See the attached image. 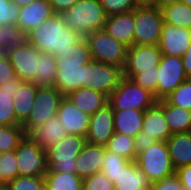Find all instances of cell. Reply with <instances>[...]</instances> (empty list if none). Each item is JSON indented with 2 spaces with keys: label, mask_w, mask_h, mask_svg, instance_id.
Returning <instances> with one entry per match:
<instances>
[{
  "label": "cell",
  "mask_w": 191,
  "mask_h": 190,
  "mask_svg": "<svg viewBox=\"0 0 191 190\" xmlns=\"http://www.w3.org/2000/svg\"><path fill=\"white\" fill-rule=\"evenodd\" d=\"M26 38L37 50L61 59L63 56L71 55L74 44L82 37L63 23L60 14L54 13L39 28L27 33Z\"/></svg>",
  "instance_id": "cell-1"
},
{
  "label": "cell",
  "mask_w": 191,
  "mask_h": 190,
  "mask_svg": "<svg viewBox=\"0 0 191 190\" xmlns=\"http://www.w3.org/2000/svg\"><path fill=\"white\" fill-rule=\"evenodd\" d=\"M92 60L89 44L82 37L74 44L71 55L56 59L55 88L66 97L72 91L84 87V64Z\"/></svg>",
  "instance_id": "cell-2"
},
{
  "label": "cell",
  "mask_w": 191,
  "mask_h": 190,
  "mask_svg": "<svg viewBox=\"0 0 191 190\" xmlns=\"http://www.w3.org/2000/svg\"><path fill=\"white\" fill-rule=\"evenodd\" d=\"M63 23L81 37L104 28L107 18L100 0H78L66 12L60 13Z\"/></svg>",
  "instance_id": "cell-3"
},
{
  "label": "cell",
  "mask_w": 191,
  "mask_h": 190,
  "mask_svg": "<svg viewBox=\"0 0 191 190\" xmlns=\"http://www.w3.org/2000/svg\"><path fill=\"white\" fill-rule=\"evenodd\" d=\"M86 143L84 136L67 134L46 150L47 171L76 174V159Z\"/></svg>",
  "instance_id": "cell-4"
},
{
  "label": "cell",
  "mask_w": 191,
  "mask_h": 190,
  "mask_svg": "<svg viewBox=\"0 0 191 190\" xmlns=\"http://www.w3.org/2000/svg\"><path fill=\"white\" fill-rule=\"evenodd\" d=\"M135 162L151 183L176 173L165 141H156L148 149L137 155Z\"/></svg>",
  "instance_id": "cell-5"
},
{
  "label": "cell",
  "mask_w": 191,
  "mask_h": 190,
  "mask_svg": "<svg viewBox=\"0 0 191 190\" xmlns=\"http://www.w3.org/2000/svg\"><path fill=\"white\" fill-rule=\"evenodd\" d=\"M156 102L152 92L124 76L119 81L118 87L108 96V103L113 110L137 109L145 111Z\"/></svg>",
  "instance_id": "cell-6"
},
{
  "label": "cell",
  "mask_w": 191,
  "mask_h": 190,
  "mask_svg": "<svg viewBox=\"0 0 191 190\" xmlns=\"http://www.w3.org/2000/svg\"><path fill=\"white\" fill-rule=\"evenodd\" d=\"M94 61L114 64L123 69L128 47L115 40L103 29L89 33L86 37Z\"/></svg>",
  "instance_id": "cell-7"
},
{
  "label": "cell",
  "mask_w": 191,
  "mask_h": 190,
  "mask_svg": "<svg viewBox=\"0 0 191 190\" xmlns=\"http://www.w3.org/2000/svg\"><path fill=\"white\" fill-rule=\"evenodd\" d=\"M133 18L135 22L134 45L159 44L164 24L161 9L136 7L133 10Z\"/></svg>",
  "instance_id": "cell-8"
},
{
  "label": "cell",
  "mask_w": 191,
  "mask_h": 190,
  "mask_svg": "<svg viewBox=\"0 0 191 190\" xmlns=\"http://www.w3.org/2000/svg\"><path fill=\"white\" fill-rule=\"evenodd\" d=\"M123 77V69L114 64L90 61L84 64V87L107 97L118 87Z\"/></svg>",
  "instance_id": "cell-9"
},
{
  "label": "cell",
  "mask_w": 191,
  "mask_h": 190,
  "mask_svg": "<svg viewBox=\"0 0 191 190\" xmlns=\"http://www.w3.org/2000/svg\"><path fill=\"white\" fill-rule=\"evenodd\" d=\"M63 95L55 87H42L37 89L34 106L29 117L21 124L26 135L36 127L44 124L46 120L57 115L59 104Z\"/></svg>",
  "instance_id": "cell-10"
},
{
  "label": "cell",
  "mask_w": 191,
  "mask_h": 190,
  "mask_svg": "<svg viewBox=\"0 0 191 190\" xmlns=\"http://www.w3.org/2000/svg\"><path fill=\"white\" fill-rule=\"evenodd\" d=\"M19 176H45L47 173L46 151L27 135L15 149Z\"/></svg>",
  "instance_id": "cell-11"
},
{
  "label": "cell",
  "mask_w": 191,
  "mask_h": 190,
  "mask_svg": "<svg viewBox=\"0 0 191 190\" xmlns=\"http://www.w3.org/2000/svg\"><path fill=\"white\" fill-rule=\"evenodd\" d=\"M156 100L167 98L181 83L188 79L182 57L164 55L158 65Z\"/></svg>",
  "instance_id": "cell-12"
},
{
  "label": "cell",
  "mask_w": 191,
  "mask_h": 190,
  "mask_svg": "<svg viewBox=\"0 0 191 190\" xmlns=\"http://www.w3.org/2000/svg\"><path fill=\"white\" fill-rule=\"evenodd\" d=\"M163 53L157 45H132L127 50L123 76L131 79L136 74L155 70L160 64Z\"/></svg>",
  "instance_id": "cell-13"
},
{
  "label": "cell",
  "mask_w": 191,
  "mask_h": 190,
  "mask_svg": "<svg viewBox=\"0 0 191 190\" xmlns=\"http://www.w3.org/2000/svg\"><path fill=\"white\" fill-rule=\"evenodd\" d=\"M5 53L14 68L15 76L21 81L33 82L37 73L40 51L30 43L25 42L23 45L12 48Z\"/></svg>",
  "instance_id": "cell-14"
},
{
  "label": "cell",
  "mask_w": 191,
  "mask_h": 190,
  "mask_svg": "<svg viewBox=\"0 0 191 190\" xmlns=\"http://www.w3.org/2000/svg\"><path fill=\"white\" fill-rule=\"evenodd\" d=\"M114 133L113 109L107 103L91 115L86 139L88 143L106 146Z\"/></svg>",
  "instance_id": "cell-15"
},
{
  "label": "cell",
  "mask_w": 191,
  "mask_h": 190,
  "mask_svg": "<svg viewBox=\"0 0 191 190\" xmlns=\"http://www.w3.org/2000/svg\"><path fill=\"white\" fill-rule=\"evenodd\" d=\"M191 42V29L164 23L160 36V50L164 55L182 57Z\"/></svg>",
  "instance_id": "cell-16"
},
{
  "label": "cell",
  "mask_w": 191,
  "mask_h": 190,
  "mask_svg": "<svg viewBox=\"0 0 191 190\" xmlns=\"http://www.w3.org/2000/svg\"><path fill=\"white\" fill-rule=\"evenodd\" d=\"M56 116L68 134L86 137L91 116L81 111L67 97L61 100Z\"/></svg>",
  "instance_id": "cell-17"
},
{
  "label": "cell",
  "mask_w": 191,
  "mask_h": 190,
  "mask_svg": "<svg viewBox=\"0 0 191 190\" xmlns=\"http://www.w3.org/2000/svg\"><path fill=\"white\" fill-rule=\"evenodd\" d=\"M54 11L48 0H35L31 4L20 7L17 26L25 33L39 28Z\"/></svg>",
  "instance_id": "cell-18"
},
{
  "label": "cell",
  "mask_w": 191,
  "mask_h": 190,
  "mask_svg": "<svg viewBox=\"0 0 191 190\" xmlns=\"http://www.w3.org/2000/svg\"><path fill=\"white\" fill-rule=\"evenodd\" d=\"M142 132L157 141H167L172 135L164 117V99L158 100L152 107L145 110Z\"/></svg>",
  "instance_id": "cell-19"
},
{
  "label": "cell",
  "mask_w": 191,
  "mask_h": 190,
  "mask_svg": "<svg viewBox=\"0 0 191 190\" xmlns=\"http://www.w3.org/2000/svg\"><path fill=\"white\" fill-rule=\"evenodd\" d=\"M103 30L128 48L134 45L133 11L107 16Z\"/></svg>",
  "instance_id": "cell-20"
},
{
  "label": "cell",
  "mask_w": 191,
  "mask_h": 190,
  "mask_svg": "<svg viewBox=\"0 0 191 190\" xmlns=\"http://www.w3.org/2000/svg\"><path fill=\"white\" fill-rule=\"evenodd\" d=\"M106 146L86 143L76 159V174L85 179L95 173L101 172L105 157Z\"/></svg>",
  "instance_id": "cell-21"
},
{
  "label": "cell",
  "mask_w": 191,
  "mask_h": 190,
  "mask_svg": "<svg viewBox=\"0 0 191 190\" xmlns=\"http://www.w3.org/2000/svg\"><path fill=\"white\" fill-rule=\"evenodd\" d=\"M67 131L57 116L45 121L44 124L32 129L27 136L44 151L67 136Z\"/></svg>",
  "instance_id": "cell-22"
},
{
  "label": "cell",
  "mask_w": 191,
  "mask_h": 190,
  "mask_svg": "<svg viewBox=\"0 0 191 190\" xmlns=\"http://www.w3.org/2000/svg\"><path fill=\"white\" fill-rule=\"evenodd\" d=\"M151 186L152 183L135 161L124 166L114 182V190H150Z\"/></svg>",
  "instance_id": "cell-23"
},
{
  "label": "cell",
  "mask_w": 191,
  "mask_h": 190,
  "mask_svg": "<svg viewBox=\"0 0 191 190\" xmlns=\"http://www.w3.org/2000/svg\"><path fill=\"white\" fill-rule=\"evenodd\" d=\"M66 97L90 116L108 103V97L105 94L85 87L72 91Z\"/></svg>",
  "instance_id": "cell-24"
},
{
  "label": "cell",
  "mask_w": 191,
  "mask_h": 190,
  "mask_svg": "<svg viewBox=\"0 0 191 190\" xmlns=\"http://www.w3.org/2000/svg\"><path fill=\"white\" fill-rule=\"evenodd\" d=\"M166 143L175 170L191 164V131L172 134Z\"/></svg>",
  "instance_id": "cell-25"
},
{
  "label": "cell",
  "mask_w": 191,
  "mask_h": 190,
  "mask_svg": "<svg viewBox=\"0 0 191 190\" xmlns=\"http://www.w3.org/2000/svg\"><path fill=\"white\" fill-rule=\"evenodd\" d=\"M22 81L19 78L0 85V125H21L16 119L14 111V93Z\"/></svg>",
  "instance_id": "cell-26"
},
{
  "label": "cell",
  "mask_w": 191,
  "mask_h": 190,
  "mask_svg": "<svg viewBox=\"0 0 191 190\" xmlns=\"http://www.w3.org/2000/svg\"><path fill=\"white\" fill-rule=\"evenodd\" d=\"M144 113L137 109L113 110L114 131L135 138L142 131Z\"/></svg>",
  "instance_id": "cell-27"
},
{
  "label": "cell",
  "mask_w": 191,
  "mask_h": 190,
  "mask_svg": "<svg viewBox=\"0 0 191 190\" xmlns=\"http://www.w3.org/2000/svg\"><path fill=\"white\" fill-rule=\"evenodd\" d=\"M38 87L33 82L22 81L14 93V111L16 119L22 124L30 115L34 106Z\"/></svg>",
  "instance_id": "cell-28"
},
{
  "label": "cell",
  "mask_w": 191,
  "mask_h": 190,
  "mask_svg": "<svg viewBox=\"0 0 191 190\" xmlns=\"http://www.w3.org/2000/svg\"><path fill=\"white\" fill-rule=\"evenodd\" d=\"M164 117L172 134L191 131V110L171 105L164 99Z\"/></svg>",
  "instance_id": "cell-29"
},
{
  "label": "cell",
  "mask_w": 191,
  "mask_h": 190,
  "mask_svg": "<svg viewBox=\"0 0 191 190\" xmlns=\"http://www.w3.org/2000/svg\"><path fill=\"white\" fill-rule=\"evenodd\" d=\"M56 72L55 56L48 52L40 51L37 73L33 81L34 85L38 88L55 87Z\"/></svg>",
  "instance_id": "cell-30"
},
{
  "label": "cell",
  "mask_w": 191,
  "mask_h": 190,
  "mask_svg": "<svg viewBox=\"0 0 191 190\" xmlns=\"http://www.w3.org/2000/svg\"><path fill=\"white\" fill-rule=\"evenodd\" d=\"M44 177L49 190H83V179L77 174L47 171Z\"/></svg>",
  "instance_id": "cell-31"
},
{
  "label": "cell",
  "mask_w": 191,
  "mask_h": 190,
  "mask_svg": "<svg viewBox=\"0 0 191 190\" xmlns=\"http://www.w3.org/2000/svg\"><path fill=\"white\" fill-rule=\"evenodd\" d=\"M164 23L191 29V7L182 2H175L161 8Z\"/></svg>",
  "instance_id": "cell-32"
},
{
  "label": "cell",
  "mask_w": 191,
  "mask_h": 190,
  "mask_svg": "<svg viewBox=\"0 0 191 190\" xmlns=\"http://www.w3.org/2000/svg\"><path fill=\"white\" fill-rule=\"evenodd\" d=\"M106 149L116 153L117 155L135 161V138L115 132L106 144Z\"/></svg>",
  "instance_id": "cell-33"
},
{
  "label": "cell",
  "mask_w": 191,
  "mask_h": 190,
  "mask_svg": "<svg viewBox=\"0 0 191 190\" xmlns=\"http://www.w3.org/2000/svg\"><path fill=\"white\" fill-rule=\"evenodd\" d=\"M25 42H27L26 34L17 25L0 24V52H6Z\"/></svg>",
  "instance_id": "cell-34"
},
{
  "label": "cell",
  "mask_w": 191,
  "mask_h": 190,
  "mask_svg": "<svg viewBox=\"0 0 191 190\" xmlns=\"http://www.w3.org/2000/svg\"><path fill=\"white\" fill-rule=\"evenodd\" d=\"M25 136L26 133L21 125H0V153L14 151Z\"/></svg>",
  "instance_id": "cell-35"
},
{
  "label": "cell",
  "mask_w": 191,
  "mask_h": 190,
  "mask_svg": "<svg viewBox=\"0 0 191 190\" xmlns=\"http://www.w3.org/2000/svg\"><path fill=\"white\" fill-rule=\"evenodd\" d=\"M130 161L106 149L101 172L114 184L122 168Z\"/></svg>",
  "instance_id": "cell-36"
},
{
  "label": "cell",
  "mask_w": 191,
  "mask_h": 190,
  "mask_svg": "<svg viewBox=\"0 0 191 190\" xmlns=\"http://www.w3.org/2000/svg\"><path fill=\"white\" fill-rule=\"evenodd\" d=\"M17 176H19V171L15 150L0 153V182L6 185Z\"/></svg>",
  "instance_id": "cell-37"
},
{
  "label": "cell",
  "mask_w": 191,
  "mask_h": 190,
  "mask_svg": "<svg viewBox=\"0 0 191 190\" xmlns=\"http://www.w3.org/2000/svg\"><path fill=\"white\" fill-rule=\"evenodd\" d=\"M165 100L171 105L191 110V78L181 83Z\"/></svg>",
  "instance_id": "cell-38"
},
{
  "label": "cell",
  "mask_w": 191,
  "mask_h": 190,
  "mask_svg": "<svg viewBox=\"0 0 191 190\" xmlns=\"http://www.w3.org/2000/svg\"><path fill=\"white\" fill-rule=\"evenodd\" d=\"M5 186L8 190H42L45 186V177L17 176Z\"/></svg>",
  "instance_id": "cell-39"
},
{
  "label": "cell",
  "mask_w": 191,
  "mask_h": 190,
  "mask_svg": "<svg viewBox=\"0 0 191 190\" xmlns=\"http://www.w3.org/2000/svg\"><path fill=\"white\" fill-rule=\"evenodd\" d=\"M107 16L133 11L136 8L134 0H100Z\"/></svg>",
  "instance_id": "cell-40"
},
{
  "label": "cell",
  "mask_w": 191,
  "mask_h": 190,
  "mask_svg": "<svg viewBox=\"0 0 191 190\" xmlns=\"http://www.w3.org/2000/svg\"><path fill=\"white\" fill-rule=\"evenodd\" d=\"M159 73L158 67L155 70H148L141 74L134 75L131 80L138 84L140 87L148 89L153 93L156 99V89H157V75Z\"/></svg>",
  "instance_id": "cell-41"
},
{
  "label": "cell",
  "mask_w": 191,
  "mask_h": 190,
  "mask_svg": "<svg viewBox=\"0 0 191 190\" xmlns=\"http://www.w3.org/2000/svg\"><path fill=\"white\" fill-rule=\"evenodd\" d=\"M19 7L10 0H0V24L17 25Z\"/></svg>",
  "instance_id": "cell-42"
},
{
  "label": "cell",
  "mask_w": 191,
  "mask_h": 190,
  "mask_svg": "<svg viewBox=\"0 0 191 190\" xmlns=\"http://www.w3.org/2000/svg\"><path fill=\"white\" fill-rule=\"evenodd\" d=\"M83 190H114V184L99 172L83 179Z\"/></svg>",
  "instance_id": "cell-43"
},
{
  "label": "cell",
  "mask_w": 191,
  "mask_h": 190,
  "mask_svg": "<svg viewBox=\"0 0 191 190\" xmlns=\"http://www.w3.org/2000/svg\"><path fill=\"white\" fill-rule=\"evenodd\" d=\"M151 190H186L176 173L152 183Z\"/></svg>",
  "instance_id": "cell-44"
},
{
  "label": "cell",
  "mask_w": 191,
  "mask_h": 190,
  "mask_svg": "<svg viewBox=\"0 0 191 190\" xmlns=\"http://www.w3.org/2000/svg\"><path fill=\"white\" fill-rule=\"evenodd\" d=\"M16 78L14 68L5 52H0V85Z\"/></svg>",
  "instance_id": "cell-45"
},
{
  "label": "cell",
  "mask_w": 191,
  "mask_h": 190,
  "mask_svg": "<svg viewBox=\"0 0 191 190\" xmlns=\"http://www.w3.org/2000/svg\"><path fill=\"white\" fill-rule=\"evenodd\" d=\"M156 141L154 138L148 137L146 133L139 132L135 137L136 156L148 149Z\"/></svg>",
  "instance_id": "cell-46"
},
{
  "label": "cell",
  "mask_w": 191,
  "mask_h": 190,
  "mask_svg": "<svg viewBox=\"0 0 191 190\" xmlns=\"http://www.w3.org/2000/svg\"><path fill=\"white\" fill-rule=\"evenodd\" d=\"M181 184L186 190H191V164L176 170Z\"/></svg>",
  "instance_id": "cell-47"
},
{
  "label": "cell",
  "mask_w": 191,
  "mask_h": 190,
  "mask_svg": "<svg viewBox=\"0 0 191 190\" xmlns=\"http://www.w3.org/2000/svg\"><path fill=\"white\" fill-rule=\"evenodd\" d=\"M78 0H48L54 13L60 14L66 12L71 8Z\"/></svg>",
  "instance_id": "cell-48"
},
{
  "label": "cell",
  "mask_w": 191,
  "mask_h": 190,
  "mask_svg": "<svg viewBox=\"0 0 191 190\" xmlns=\"http://www.w3.org/2000/svg\"><path fill=\"white\" fill-rule=\"evenodd\" d=\"M182 63L187 77L191 78V42L186 53L182 56Z\"/></svg>",
  "instance_id": "cell-49"
},
{
  "label": "cell",
  "mask_w": 191,
  "mask_h": 190,
  "mask_svg": "<svg viewBox=\"0 0 191 190\" xmlns=\"http://www.w3.org/2000/svg\"><path fill=\"white\" fill-rule=\"evenodd\" d=\"M136 7H156V0H134Z\"/></svg>",
  "instance_id": "cell-50"
},
{
  "label": "cell",
  "mask_w": 191,
  "mask_h": 190,
  "mask_svg": "<svg viewBox=\"0 0 191 190\" xmlns=\"http://www.w3.org/2000/svg\"><path fill=\"white\" fill-rule=\"evenodd\" d=\"M175 2H179V0H156V7L161 9L164 6L173 4Z\"/></svg>",
  "instance_id": "cell-51"
},
{
  "label": "cell",
  "mask_w": 191,
  "mask_h": 190,
  "mask_svg": "<svg viewBox=\"0 0 191 190\" xmlns=\"http://www.w3.org/2000/svg\"><path fill=\"white\" fill-rule=\"evenodd\" d=\"M10 1L20 8L31 4L35 0H10Z\"/></svg>",
  "instance_id": "cell-52"
},
{
  "label": "cell",
  "mask_w": 191,
  "mask_h": 190,
  "mask_svg": "<svg viewBox=\"0 0 191 190\" xmlns=\"http://www.w3.org/2000/svg\"><path fill=\"white\" fill-rule=\"evenodd\" d=\"M179 2H182L186 4L187 6L191 7V0H179Z\"/></svg>",
  "instance_id": "cell-53"
},
{
  "label": "cell",
  "mask_w": 191,
  "mask_h": 190,
  "mask_svg": "<svg viewBox=\"0 0 191 190\" xmlns=\"http://www.w3.org/2000/svg\"><path fill=\"white\" fill-rule=\"evenodd\" d=\"M0 190H8V189L5 185H3L2 187H0Z\"/></svg>",
  "instance_id": "cell-54"
},
{
  "label": "cell",
  "mask_w": 191,
  "mask_h": 190,
  "mask_svg": "<svg viewBox=\"0 0 191 190\" xmlns=\"http://www.w3.org/2000/svg\"><path fill=\"white\" fill-rule=\"evenodd\" d=\"M42 190H49V189L44 186Z\"/></svg>",
  "instance_id": "cell-55"
}]
</instances>
